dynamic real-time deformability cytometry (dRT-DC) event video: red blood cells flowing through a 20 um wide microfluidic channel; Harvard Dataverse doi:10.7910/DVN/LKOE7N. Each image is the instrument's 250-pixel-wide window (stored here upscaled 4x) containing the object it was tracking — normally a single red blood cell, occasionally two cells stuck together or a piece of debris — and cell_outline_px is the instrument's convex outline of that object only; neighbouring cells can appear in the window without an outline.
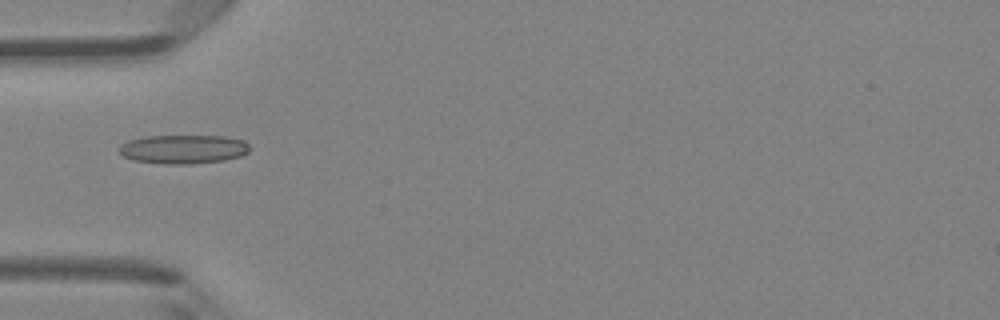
{"species": "Egyptian fruit bat (a non-hibernating species)", "species_latin": "Rousettus aegyptiacus", "temperature_condition": "room temperature", "stored_images_in_passage": 6, "camera_frame_rate_fps": 3000, "um_per_image_px": 0.085, "animal": {"sex": "female"}, "frame": {"image": 1, "passage_image": 5, "time_ms": 1.333, "image_size_px": [1000, 320], "cell_outline_px": [[252, 148], [248, 152], [240, 156], [224, 160], [192, 164], [164, 164], [132, 160], [124, 156], [120, 152], [120, 144], [128, 140], [144, 136], [228, 136], [244, 140]], "centroid_in_image_um": [15.61, 12.68], "position_along_channel_um": 69.4, "area_um2": 22.2}}
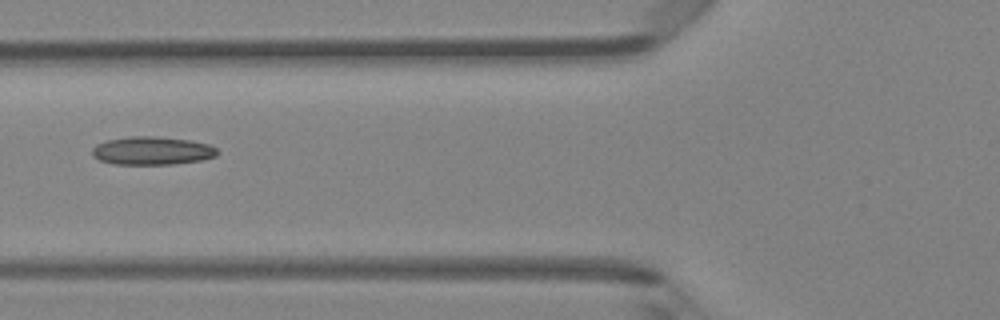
{"frame": {"image": 2, "passage_image": 6, "time_ms": 1.667, "image_size_px": [1000, 320], "cell_outline_px": [[216, 156], [200, 160], [172, 164], [116, 164], [100, 160], [92, 156], [92, 148], [96, 144], [108, 140], [128, 136], [156, 136], [192, 140], [208, 144], [216, 148]], "centroid_in_image_um": [12.9, 12.8], "position_along_channel_um": 112.9, "area_um2": 20.52}}